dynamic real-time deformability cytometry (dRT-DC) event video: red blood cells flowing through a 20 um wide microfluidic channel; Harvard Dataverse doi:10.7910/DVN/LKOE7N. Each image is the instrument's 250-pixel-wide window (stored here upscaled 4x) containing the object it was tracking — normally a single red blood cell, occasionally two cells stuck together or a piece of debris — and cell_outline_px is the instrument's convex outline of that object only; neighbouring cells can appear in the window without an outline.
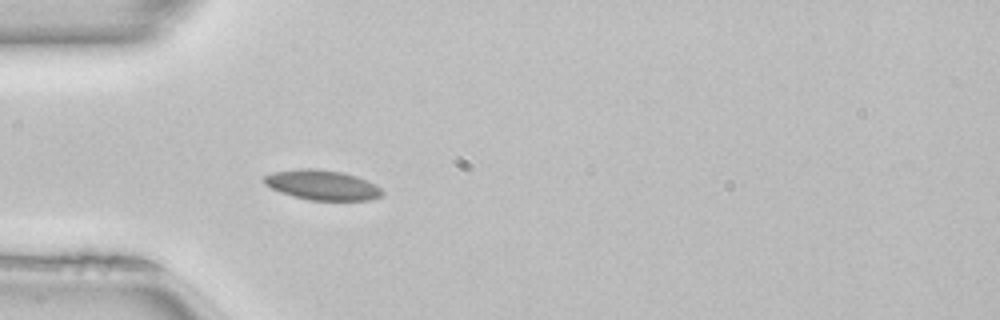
{"species": "common noctule bat (a hibernating species)", "species_latin": "Nyctalus noctula", "temperature_condition": "room temperature", "stored_images_in_passage": 36, "camera_frame_rate_fps": 3000, "um_per_image_px": 0.085, "animal": {"sex": "female", "body_mass_g": 22.7, "forearm_length_mm": 54.2}, "frame": {"image": 1, "passage_image": 1, "time_ms": 0.0, "image_size_px": [1000, 320], "cell_outline_px": [[384, 192], [380, 196], [372, 200], [308, 200], [292, 196], [280, 192], [264, 184], [264, 176], [272, 172], [300, 168], [316, 168], [344, 172], [368, 180], [376, 184]], "centroid_in_image_um": [27.4, 15.72], "position_along_channel_um": 57.6, "area_um2": 20.81}, "authors_computed_cell_mechanics": {"area_um2": 19.1029, "velocity_mm_per_s": 4.042, "shape_relaxation_time_tau1_ms": 10.1136, "shape_relaxation_time_tau2_ms": null, "deformation_change_tau1": 0.1415, "deformation_change_tau2": null}}